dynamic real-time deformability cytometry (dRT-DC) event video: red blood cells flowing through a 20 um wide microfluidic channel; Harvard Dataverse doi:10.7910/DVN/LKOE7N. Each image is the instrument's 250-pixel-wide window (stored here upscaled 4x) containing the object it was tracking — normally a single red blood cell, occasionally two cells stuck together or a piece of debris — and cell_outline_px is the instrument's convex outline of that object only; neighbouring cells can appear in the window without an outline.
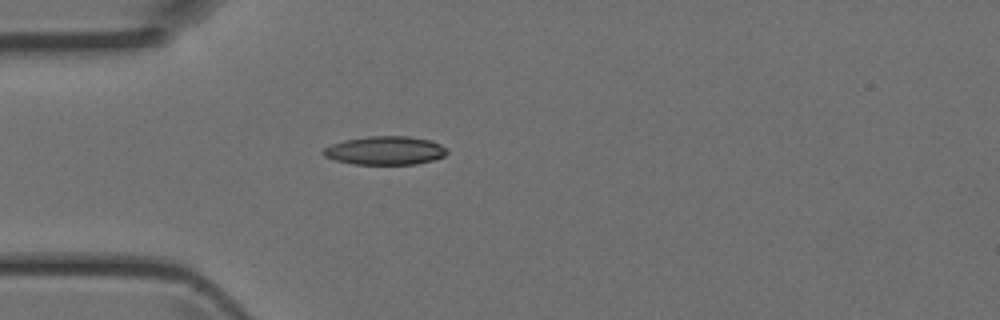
{"species": "Egyptian fruit bat (a non-hibernating species)", "species_latin": "Rousettus aegyptiacus", "temperature_condition": "room temperature", "stored_images_in_passage": 4, "camera_frame_rate_fps": 3000, "um_per_image_px": 0.085, "animal": {"sex": "female"}, "frame": {"image": 1, "passage_image": 4, "time_ms": 1.0, "image_size_px": [1000, 320], "cell_outline_px": [[448, 152], [444, 156], [432, 160], [416, 164], [352, 164], [336, 160], [324, 156], [320, 152], [324, 148], [332, 144], [344, 140], [368, 136], [408, 136], [432, 140], [448, 148]], "centroid_in_image_um": [32.75, 12.79], "position_along_channel_um": 52.3, "area_um2": 20.69}}